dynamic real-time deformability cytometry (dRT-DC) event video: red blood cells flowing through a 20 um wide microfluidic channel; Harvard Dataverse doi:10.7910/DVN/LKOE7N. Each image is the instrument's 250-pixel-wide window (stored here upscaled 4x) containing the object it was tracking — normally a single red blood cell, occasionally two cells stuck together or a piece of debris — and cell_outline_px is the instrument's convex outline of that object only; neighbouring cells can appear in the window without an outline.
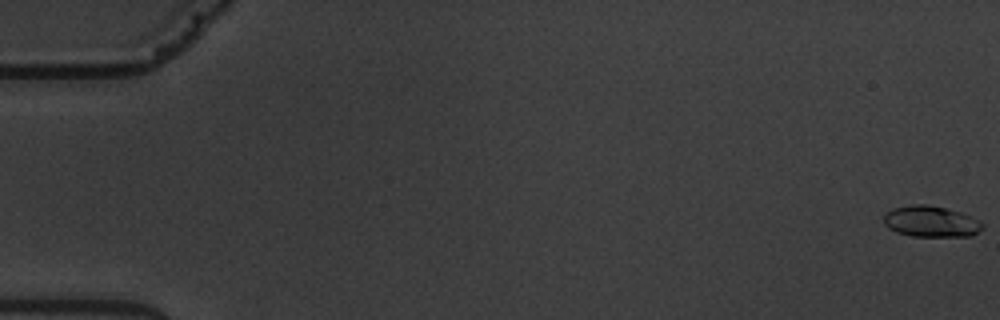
{"species": "common noctule bat (a hibernating species)", "species_latin": "Nyctalus noctula", "temperature_condition": "warm", "stored_images_in_passage": 8, "camera_frame_rate_fps": 3000, "um_per_image_px": 0.085, "animal": {"sex": "male", "body_mass_g": 19.5, "forearm_length_mm": 54.6}, "frame": {"image": 1, "passage_image": 1, "time_ms": 0.0, "image_size_px": [1000, 320], "cell_outline_px": [[984, 228], [972, 236], [912, 236], [896, 232], [888, 228], [884, 224], [884, 216], [892, 208], [912, 204], [924, 204], [944, 208], [960, 212], [980, 220], [984, 224]], "centroid_in_image_um": [79.15, 18.83], "position_along_channel_um": 5.9, "area_um2": 17.92}}
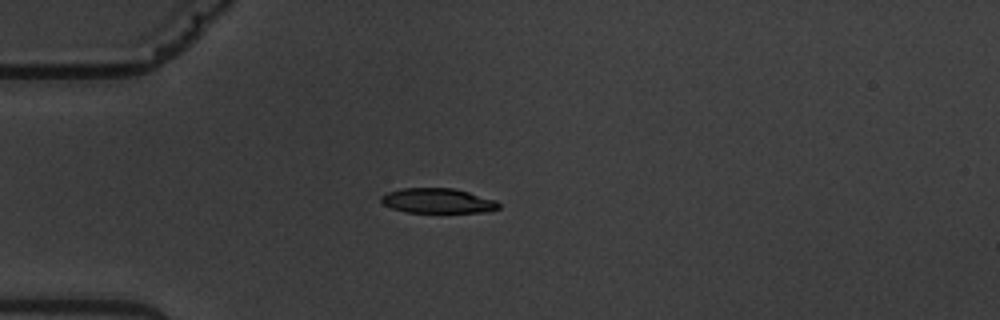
{"frame": {"image": 2, "passage_image": 5, "time_ms": 5.333, "image_size_px": [1000, 320], "cell_outline_px": [[500, 208], [484, 212], [408, 212], [392, 208], [384, 204], [380, 200], [380, 196], [388, 192], [404, 188], [452, 188], [468, 192], [496, 200], [500, 204]], "centroid_in_image_um": [37.21, 17.06], "position_along_channel_um": 47.8, "area_um2": 16.88}}
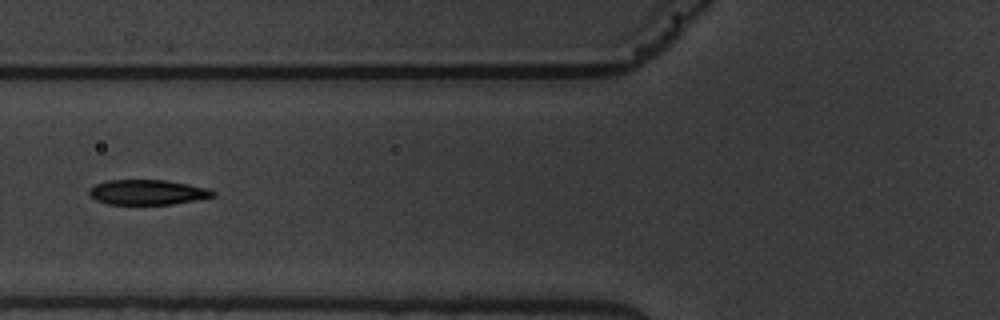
{"frame": {"image": 3, "passage_image": 7, "time_ms": 7.667, "image_size_px": [1000, 320], "cell_outline_px": [[216, 196], [172, 204], [108, 204], [96, 200], [88, 192], [96, 184], [108, 180], [168, 180], [212, 188], [216, 192]], "centroid_in_image_um": [12.62, 16.33], "position_along_channel_um": 113.2, "area_um2": 18.09}}